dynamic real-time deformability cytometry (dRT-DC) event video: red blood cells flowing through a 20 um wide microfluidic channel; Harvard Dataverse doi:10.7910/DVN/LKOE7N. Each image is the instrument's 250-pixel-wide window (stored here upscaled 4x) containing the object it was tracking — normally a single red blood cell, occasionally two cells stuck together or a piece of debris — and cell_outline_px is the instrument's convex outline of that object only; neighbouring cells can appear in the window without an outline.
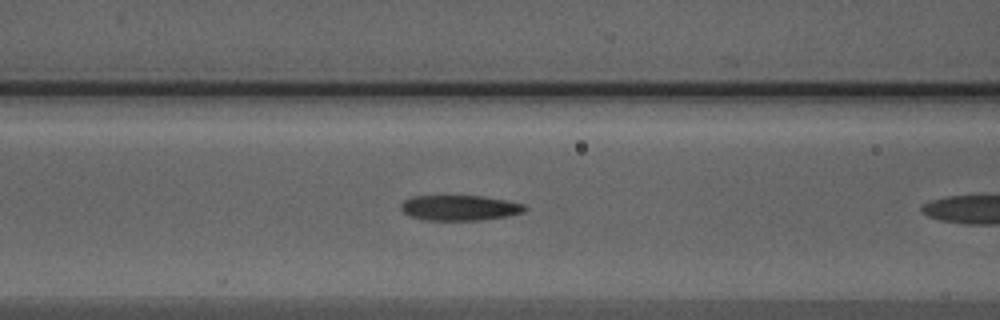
{"species": "Egyptian fruit bat (a non-hibernating species)", "species_latin": "Rousettus aegyptiacus", "temperature_condition": "warm", "stored_images_in_passage": 37, "camera_frame_rate_fps": 3000, "um_per_image_px": 0.085, "animal": {"sex": "male"}, "frame": {"image": 1, "passage_image": 17, "time_ms": 5.333, "image_size_px": [1000, 320], "cell_outline_px": [[524, 212], [508, 216], [480, 220], [424, 220], [412, 216], [404, 212], [400, 208], [400, 204], [404, 200], [412, 196], [484, 196], [508, 200], [524, 204]], "centroid_in_image_um": [39.07, 17.66], "position_along_channel_um": 127.5, "area_um2": 18.26}}
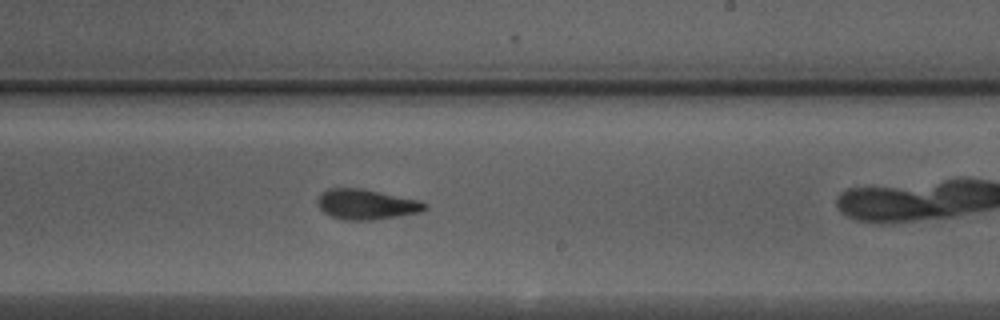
{"frame": {"image": 2, "passage_image": 26, "time_ms": 8.333, "image_size_px": [1000, 320], "cell_outline_px": [[428, 208], [420, 212], [372, 220], [344, 220], [332, 216], [324, 212], [316, 204], [320, 196], [328, 188], [364, 188], [420, 200], [428, 204]], "centroid_in_image_um": [31.17, 17.36], "position_along_channel_um": 257.8, "area_um2": 18.9}}
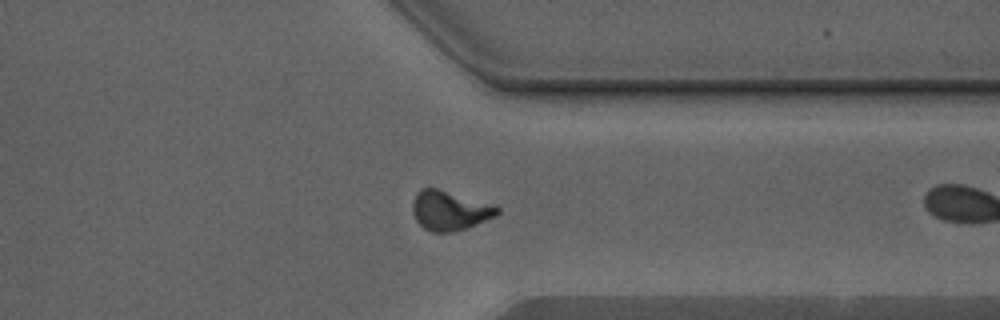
{"frame": {"image": 3, "passage_image": 34, "time_ms": 11.0, "image_size_px": [1000, 320], "cell_outline_px": [[500, 212], [496, 216], [468, 228], [452, 232], [432, 232], [424, 228], [416, 220], [412, 212], [412, 204], [416, 192], [420, 188], [436, 188], [496, 204], [500, 208]], "centroid_in_image_um": [38.25, 17.89], "position_along_channel_um": 373.1, "area_um2": 19.83}, "authors_computed_cell_mechanics": {"area_um2": 19.5364, "velocity_mm_per_s": 4.352, "shape_relaxation_time_tau1_ms": 3.265, "shape_relaxation_time_tau2_ms": 1.5029, "deformation_change_tau1": 0.1576, "deformation_change_tau2": 0.0906}}